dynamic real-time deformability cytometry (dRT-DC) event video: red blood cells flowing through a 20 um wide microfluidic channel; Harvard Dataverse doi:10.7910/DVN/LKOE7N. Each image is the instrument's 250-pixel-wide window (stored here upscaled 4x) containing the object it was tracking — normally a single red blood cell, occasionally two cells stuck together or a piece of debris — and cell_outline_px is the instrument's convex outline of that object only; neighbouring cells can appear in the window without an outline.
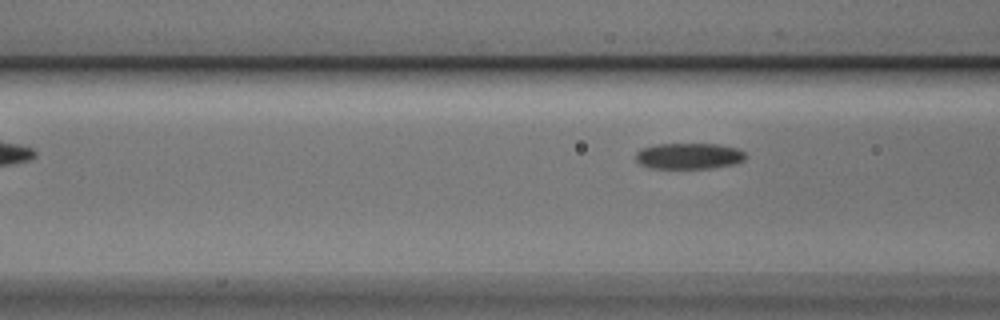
{"species": "Egyptian fruit bat (a non-hibernating species)", "species_latin": "Rousettus aegyptiacus", "temperature_condition": "cold", "stored_images_in_passage": 7, "camera_frame_rate_fps": 3000, "um_per_image_px": 0.085, "animal": {"sex": "male"}, "frame": {"image": 1, "passage_image": 7, "time_ms": 2.0, "image_size_px": [1000, 320], "cell_outline_px": [[748, 156], [744, 160], [736, 164], [712, 168], [648, 168], [640, 164], [636, 160], [636, 152], [640, 148], [656, 144], [720, 144], [736, 148], [744, 152]], "centroid_in_image_um": [58.56, 13.26], "position_along_channel_um": 108.0, "area_um2": 16.88}}